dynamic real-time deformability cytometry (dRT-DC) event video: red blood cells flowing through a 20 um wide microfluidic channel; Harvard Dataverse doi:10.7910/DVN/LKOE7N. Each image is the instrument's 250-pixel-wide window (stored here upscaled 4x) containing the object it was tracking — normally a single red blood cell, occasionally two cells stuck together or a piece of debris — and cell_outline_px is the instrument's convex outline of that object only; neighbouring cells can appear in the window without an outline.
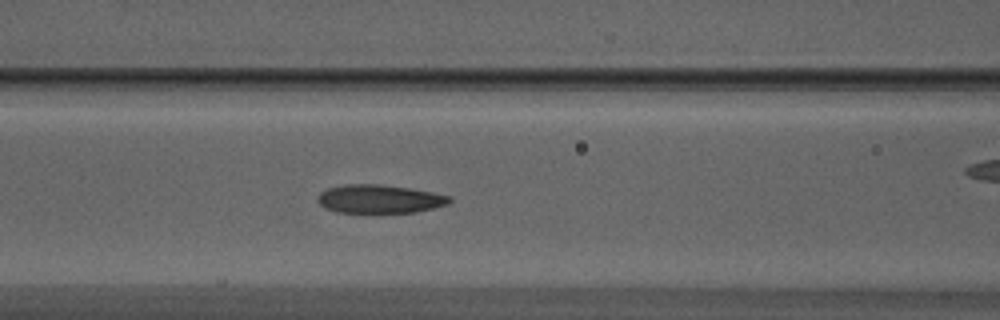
{"species": "Egyptian fruit bat (a non-hibernating species)", "species_latin": "Rousettus aegyptiacus", "temperature_condition": "warm", "stored_images_in_passage": 19, "camera_frame_rate_fps": 3000, "um_per_image_px": 0.085, "animal": {"sex": "male"}, "frame": {"image": 1, "passage_image": 16, "time_ms": 5.0, "image_size_px": [1000, 320], "cell_outline_px": [[452, 200], [448, 204], [416, 212], [376, 216], [336, 212], [324, 208], [316, 200], [316, 196], [320, 192], [328, 188], [348, 184], [380, 184], [408, 188], [432, 192], [452, 196]], "centroid_in_image_um": [32.22, 16.97], "position_along_channel_um": 134.4, "area_um2": 23.0}}
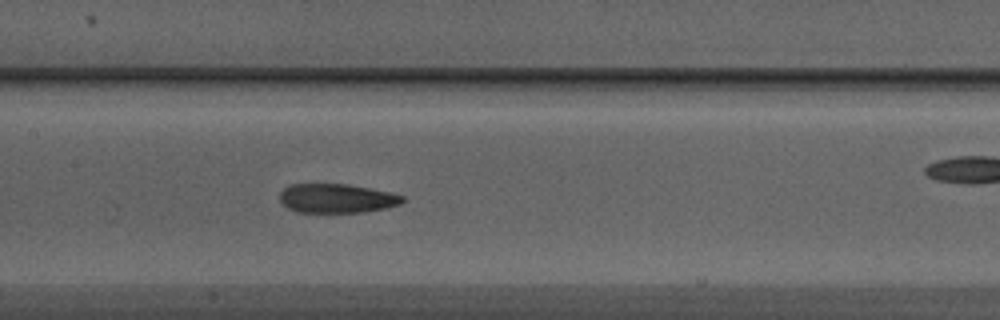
{"frame": {"image": 2, "passage_image": 19, "time_ms": 6.0, "image_size_px": [1000, 320], "cell_outline_px": [[404, 200], [400, 204], [388, 208], [364, 212], [296, 212], [288, 208], [280, 200], [280, 192], [288, 184], [348, 184], [392, 192], [404, 196]], "centroid_in_image_um": [28.64, 16.86], "position_along_channel_um": 178.8, "area_um2": 20.98}}